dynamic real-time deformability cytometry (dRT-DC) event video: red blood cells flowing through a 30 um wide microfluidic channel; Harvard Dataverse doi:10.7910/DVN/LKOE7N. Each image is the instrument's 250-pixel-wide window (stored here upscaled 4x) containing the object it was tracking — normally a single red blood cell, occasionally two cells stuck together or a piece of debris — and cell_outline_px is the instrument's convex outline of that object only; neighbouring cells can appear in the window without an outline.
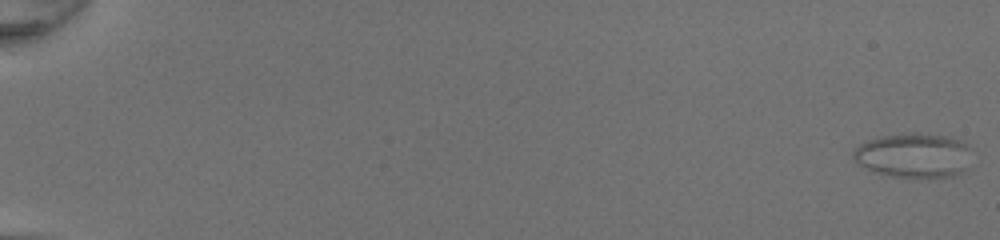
{"species": "common noctule bat (a hibernating species)", "species_latin": "Nyctalus noctula", "temperature_condition": "room temperature", "stored_images_in_passage": 51, "camera_frame_rate_fps": 3000, "um_per_image_px": 0.085, "animal": {"sex": "female", "body_mass_g": 20.0, "forearm_length_mm": 54.0}, "frame": {"image": 1, "passage_image": 1, "time_ms": 0.0, "image_size_px": [1000, 240], "cell_outline_px": [[968, 168], [952, 176], [892, 176], [872, 172], [856, 164], [852, 156], [852, 152], [860, 144], [868, 140], [880, 136], [912, 132], [920, 132], [952, 136], [964, 140], [968, 148]], "centroid_in_image_um": [77.63, 13.17], "position_along_channel_um": 7.4, "area_um2": 30.92}}
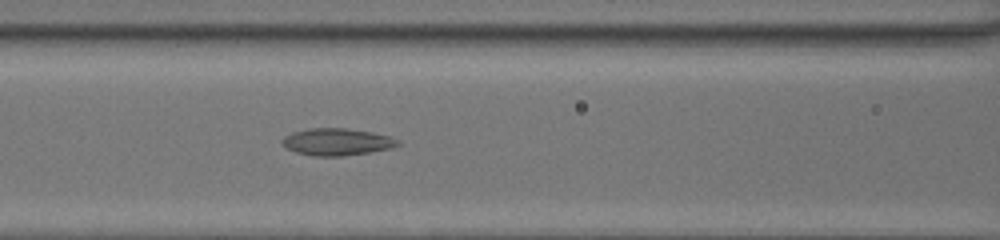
{"frame": {"image": 2, "passage_image": 25, "time_ms": 8.0, "image_size_px": [1000, 240], "cell_outline_px": [[400, 144], [392, 148], [344, 156], [312, 156], [296, 152], [280, 144], [280, 140], [284, 136], [292, 132], [308, 128], [348, 128], [372, 132], [388, 136], [400, 140]], "centroid_in_image_um": [28.61, 12.05], "position_along_channel_um": 138.0, "area_um2": 18.38}}
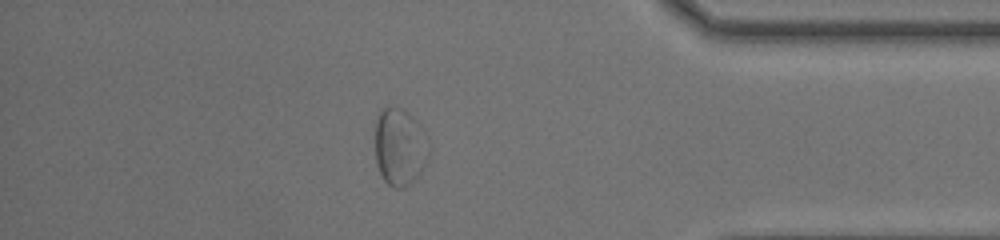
{"frame": {"image": 3, "passage_image": 45, "time_ms": 14.667, "image_size_px": [1000, 240], "cell_outline_px": [[432, 148], [428, 160], [420, 172], [408, 184], [400, 188], [392, 188], [384, 180], [380, 172], [376, 160], [376, 120], [380, 108], [388, 104], [392, 104], [404, 108], [420, 124], [428, 136]], "centroid_in_image_um": [34.02, 12.41], "position_along_channel_um": 401.2, "area_um2": 24.97}}